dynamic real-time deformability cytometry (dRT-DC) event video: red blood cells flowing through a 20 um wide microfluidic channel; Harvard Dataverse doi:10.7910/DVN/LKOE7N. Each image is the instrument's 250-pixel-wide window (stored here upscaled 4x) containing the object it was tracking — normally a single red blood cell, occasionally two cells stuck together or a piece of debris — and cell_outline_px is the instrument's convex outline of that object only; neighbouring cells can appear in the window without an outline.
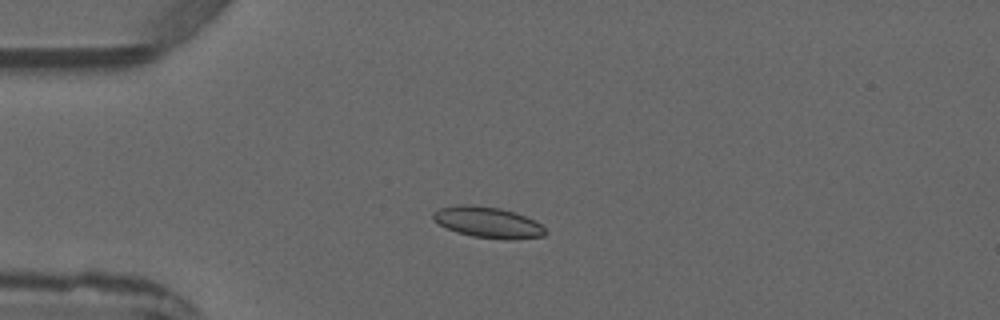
{"species": "common noctule bat (a hibernating species)", "species_latin": "Nyctalus noctula", "temperature_condition": "warm", "stored_images_in_passage": 3, "camera_frame_rate_fps": 3000, "um_per_image_px": 0.085, "animal": {"sex": "male", "forearm_length_mm": 52.5}, "frame": {"image": 1, "passage_image": 3, "time_ms": 2.667, "image_size_px": [1000, 320], "cell_outline_px": [[548, 232], [544, 236], [512, 240], [508, 240], [472, 236], [456, 232], [432, 220], [432, 212], [440, 208], [460, 204], [472, 204], [500, 208], [516, 212], [540, 224]], "centroid_in_image_um": [41.46, 18.89], "position_along_channel_um": 43.5, "area_um2": 20.35}}